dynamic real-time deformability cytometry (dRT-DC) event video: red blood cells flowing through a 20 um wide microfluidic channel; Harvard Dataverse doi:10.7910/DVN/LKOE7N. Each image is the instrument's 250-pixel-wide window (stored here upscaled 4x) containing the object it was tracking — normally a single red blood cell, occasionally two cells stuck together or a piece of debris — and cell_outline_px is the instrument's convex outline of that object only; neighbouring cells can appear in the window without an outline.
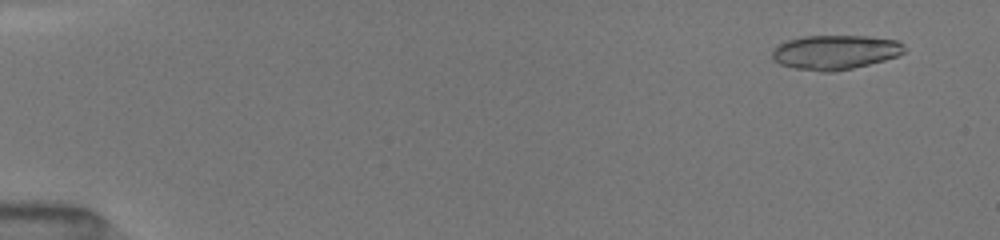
{"species": "common noctule bat (a hibernating species)", "species_latin": "Nyctalus noctula", "temperature_condition": "room temperature", "stored_images_in_passage": 25, "camera_frame_rate_fps": 3000, "um_per_image_px": 0.085, "animal": {"sex": "female", "body_mass_g": 19.5, "forearm_length_mm": 54.1}, "frame": {"image": 1, "passage_image": 6, "time_ms": 1.0, "image_size_px": [1000, 240], "cell_outline_px": [[904, 52], [896, 56], [884, 60], [852, 68], [832, 72], [820, 72], [796, 68], [780, 64], [772, 60], [772, 52], [780, 44], [788, 40], [804, 36], [868, 36], [896, 40], [904, 44]], "centroid_in_image_um": [70.98, 4.44], "position_along_channel_um": 14.0, "area_um2": 26.3}}
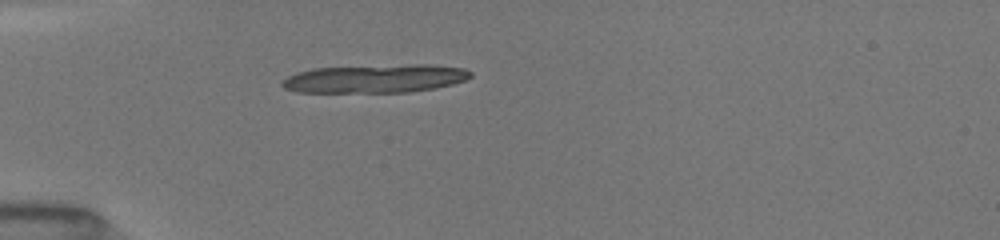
{"frame": {"image": 2, "passage_image": 19, "time_ms": 5.0, "image_size_px": [1000, 240], "cell_outline_px": [[472, 76], [464, 80], [452, 84], [436, 88], [408, 92], [296, 92], [284, 88], [280, 84], [288, 76], [296, 72], [312, 68], [412, 64], [428, 64], [464, 68], [472, 72]], "centroid_in_image_um": [31.89, 6.68], "position_along_channel_um": 53.1, "area_um2": 31.21}}
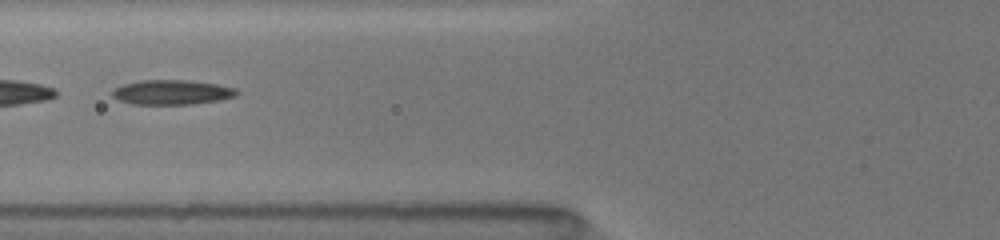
{"frame": {"image": 3, "passage_image": 23, "time_ms": 7.0, "image_size_px": [1000, 240], "cell_outline_px": [[240, 92], [236, 96], [220, 100], [192, 104], [132, 104], [120, 100], [112, 96], [112, 88], [124, 84], [140, 80], [188, 80], [216, 84], [236, 88]], "centroid_in_image_um": [14.62, 7.84], "position_along_channel_um": 111.2, "area_um2": 17.98}}